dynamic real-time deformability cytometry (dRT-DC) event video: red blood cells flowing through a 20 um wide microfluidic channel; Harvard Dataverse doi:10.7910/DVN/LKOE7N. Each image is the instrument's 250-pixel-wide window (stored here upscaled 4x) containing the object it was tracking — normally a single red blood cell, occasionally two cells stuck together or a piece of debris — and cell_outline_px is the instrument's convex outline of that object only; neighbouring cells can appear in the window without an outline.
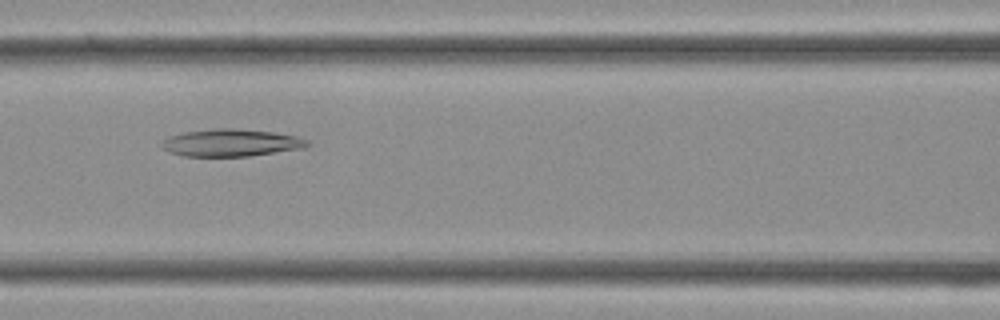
{"species": "Egyptian fruit bat (a non-hibernating species)", "species_latin": "Rousettus aegyptiacus", "temperature_condition": "cold", "stored_images_in_passage": 29, "camera_frame_rate_fps": 3000, "um_per_image_px": 0.085, "frame": {"image": 1, "passage_image": 9, "time_ms": 2.667, "image_size_px": [1000, 320], "cell_outline_px": [[312, 144], [304, 148], [248, 156], [184, 156], [168, 152], [160, 144], [168, 136], [184, 132], [216, 128], [232, 128], [272, 132], [296, 136], [308, 140]], "centroid_in_image_um": [19.64, 12.13], "position_along_channel_um": 147.0, "area_um2": 23.12}}
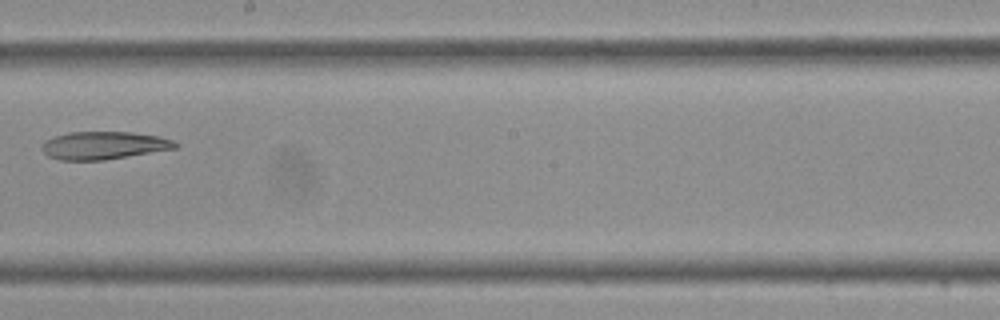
{"frame": {"image": 2, "passage_image": 14, "time_ms": 4.333, "image_size_px": [1000, 320], "cell_outline_px": [[180, 144], [176, 148], [104, 160], [60, 160], [48, 156], [40, 148], [44, 140], [68, 132], [132, 132], [160, 136], [172, 140]], "centroid_in_image_um": [8.81, 12.35], "position_along_channel_um": 239.4, "area_um2": 21.62}}
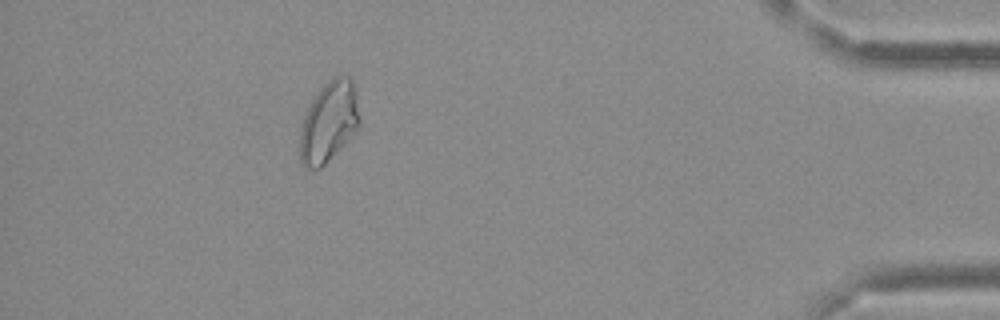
{"frame": {"image": 3, "passage_image": 26, "time_ms": 8.333, "image_size_px": [1000, 320], "cell_outline_px": [[360, 128], [320, 168], [304, 168], [300, 164], [300, 128], [304, 116], [312, 100], [320, 88], [324, 84], [336, 76], [348, 76], [352, 80], [356, 92], [360, 120]], "centroid_in_image_um": [27.96, 10.37], "position_along_channel_um": 407.2, "area_um2": 27.98}}